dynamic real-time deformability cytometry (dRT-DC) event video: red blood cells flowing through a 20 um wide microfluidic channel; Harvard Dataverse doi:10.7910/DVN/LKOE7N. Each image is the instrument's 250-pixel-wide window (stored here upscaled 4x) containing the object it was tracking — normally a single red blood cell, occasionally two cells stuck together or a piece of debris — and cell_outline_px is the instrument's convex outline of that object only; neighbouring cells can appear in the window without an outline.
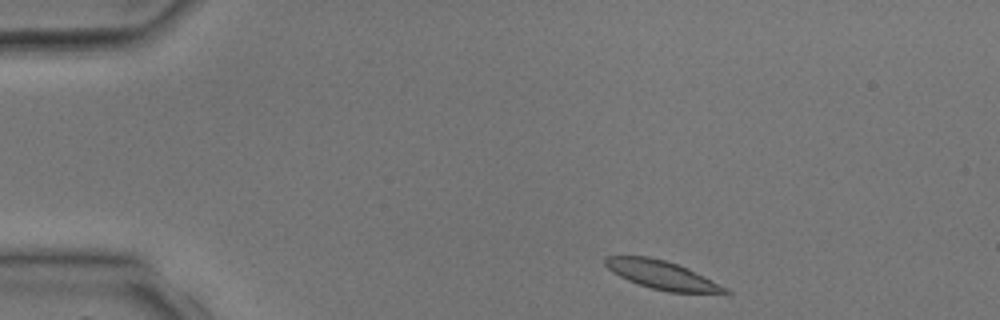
{"species": "common noctule bat (a hibernating species)", "species_latin": "Nyctalus noctula", "temperature_condition": "room temperature", "stored_images_in_passage": 3, "camera_frame_rate_fps": 3000, "um_per_image_px": 0.085, "animal": {"sex": "male", "body_mass_g": 17.9, "forearm_length_mm": 54.2}, "frame": {"image": 1, "passage_image": 1, "time_ms": 0.0, "image_size_px": [1000, 320], "cell_outline_px": [[732, 296], [728, 296], [668, 292], [652, 288], [628, 280], [612, 272], [604, 264], [604, 260], [608, 256], [648, 256], [664, 260], [676, 264], [704, 276], [728, 288], [732, 292]], "centroid_in_image_um": [56.42, 23.44], "position_along_channel_um": 28.6, "area_um2": 20.29}}
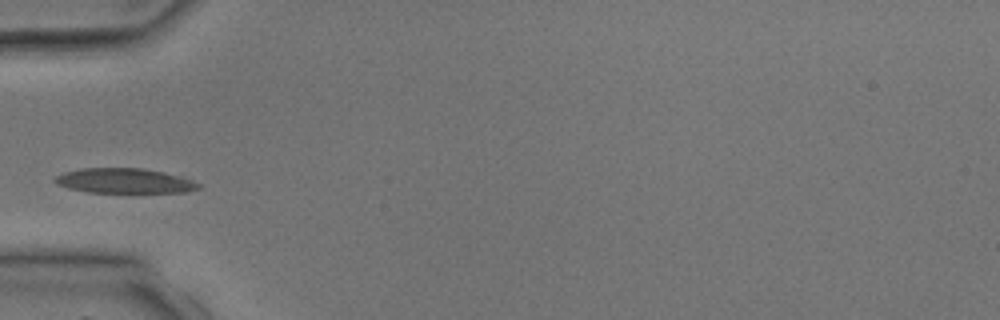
{"frame": {"image": 2, "passage_image": 3, "time_ms": 2.333, "image_size_px": [1000, 320], "cell_outline_px": [[200, 188], [184, 192], [132, 196], [88, 192], [68, 188], [56, 184], [52, 180], [56, 176], [64, 172], [80, 168], [144, 168], [164, 172], [192, 180], [200, 184]], "centroid_in_image_um": [10.59, 15.43], "position_along_channel_um": 74.4, "area_um2": 22.14}}